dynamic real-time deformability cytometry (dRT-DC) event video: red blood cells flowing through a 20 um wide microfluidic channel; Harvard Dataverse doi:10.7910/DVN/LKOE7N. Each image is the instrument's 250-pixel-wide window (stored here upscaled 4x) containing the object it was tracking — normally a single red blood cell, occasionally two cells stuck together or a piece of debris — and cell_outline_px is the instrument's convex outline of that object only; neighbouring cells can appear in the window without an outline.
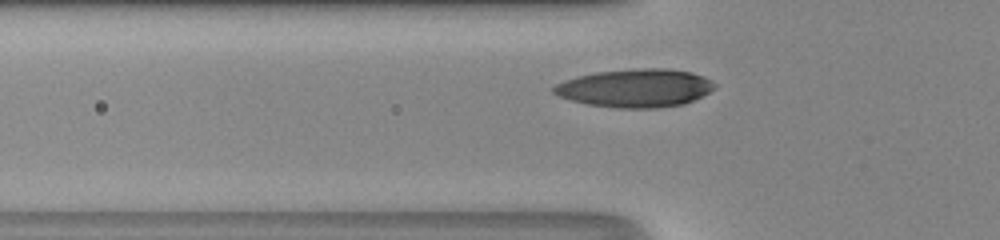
{"species": "human", "species_latin": "Homo sapiens", "temperature_condition": "room temperature", "stored_images_in_passage": 31, "camera_frame_rate_fps": 3000, "um_per_image_px": 0.085, "donor": {"sex": "male"}, "frame": {"image": 1, "passage_image": 8, "time_ms": 2.333, "image_size_px": [1000, 240], "cell_outline_px": [[716, 88], [684, 104], [656, 108], [616, 108], [588, 104], [572, 100], [560, 96], [552, 92], [552, 88], [556, 84], [564, 80], [576, 76], [596, 72], [640, 68], [664, 68], [692, 72], [712, 80], [716, 84]], "centroid_in_image_um": [54.0, 7.48], "position_along_channel_um": 71.8, "area_um2": 35.78}}
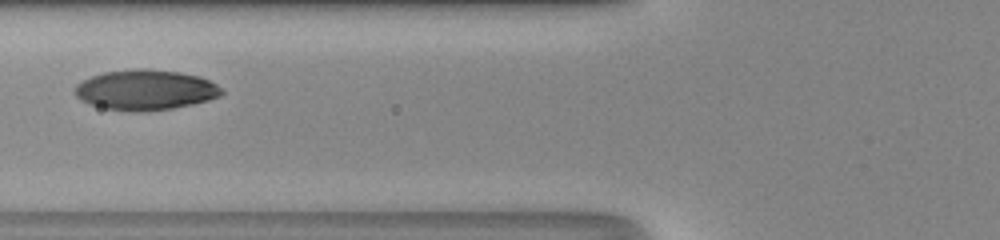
{"frame": {"image": 2, "passage_image": 11, "time_ms": 3.333, "image_size_px": [1000, 240], "cell_outline_px": [[224, 92], [220, 96], [208, 100], [192, 104], [172, 108], [144, 112], [132, 112], [104, 108], [88, 104], [80, 100], [72, 92], [72, 88], [76, 84], [92, 76], [104, 72], [136, 68], [144, 68], [180, 72], [200, 76], [216, 84]], "centroid_in_image_um": [12.32, 7.64], "position_along_channel_um": 113.5, "area_um2": 34.74}}
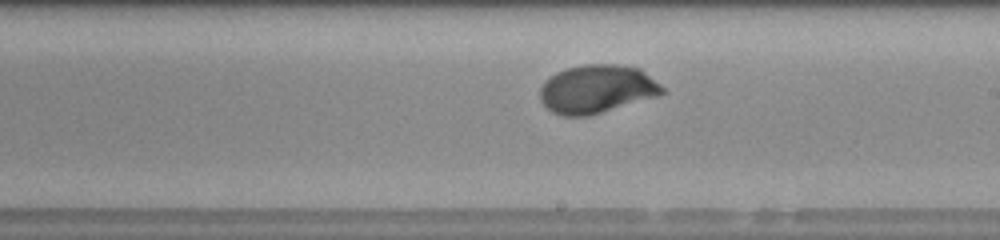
{"frame": {"image": 3, "passage_image": 20, "time_ms": 6.333, "image_size_px": [1000, 240], "cell_outline_px": [[668, 92], [656, 96], [588, 116], [564, 116], [552, 112], [540, 100], [540, 88], [544, 80], [556, 72], [568, 68], [584, 64], [620, 64], [640, 68], [660, 84]], "centroid_in_image_um": [50.73, 7.55], "position_along_channel_um": 238.3, "area_um2": 34.45}, "authors_computed_cell_mechanics": {"area_um2": 33.9286, "velocity_mm_per_s": 4.173, "shape_relaxation_time_tau1_ms": 2.079, "shape_relaxation_time_tau2_ms": null, "deformation_change_tau1": 0.1502, "deformation_change_tau2": null}}